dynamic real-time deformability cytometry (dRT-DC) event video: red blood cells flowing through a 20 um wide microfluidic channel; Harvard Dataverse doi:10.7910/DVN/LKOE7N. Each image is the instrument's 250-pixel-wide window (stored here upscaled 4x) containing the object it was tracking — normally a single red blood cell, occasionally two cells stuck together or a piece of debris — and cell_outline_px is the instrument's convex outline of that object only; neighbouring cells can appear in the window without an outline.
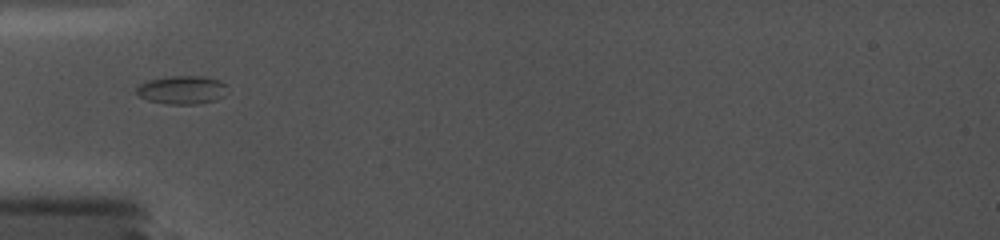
{"species": "common noctule bat (a hibernating species)", "species_latin": "Nyctalus noctula", "temperature_condition": "cold", "stored_images_in_passage": 22, "camera_frame_rate_fps": 5000, "um_per_image_px": 0.085, "animal": {"sex": "female", "body_mass_g": 19.0, "forearm_length_mm": 56.7}, "frame": {"image": 1, "passage_image": 1, "time_ms": 0.0, "image_size_px": [1000, 240], "cell_outline_px": [[228, 84], [224, 96], [216, 100], [196, 104], [168, 104], [148, 100], [140, 96], [136, 92], [136, 88], [140, 84], [148, 80], [168, 76], [204, 76], [220, 80]], "centroid_in_image_um": [15.51, 7.63], "position_along_channel_um": 69.5, "area_um2": 15.14}}
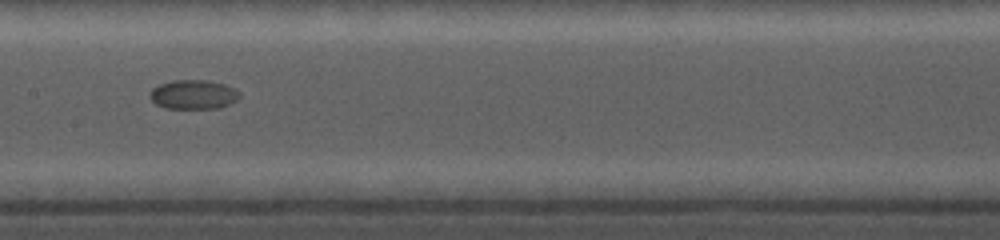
{"frame": {"image": 2, "passage_image": 11, "time_ms": 3.4, "image_size_px": [1000, 240], "cell_outline_px": [[240, 96], [236, 100], [220, 108], [164, 108], [156, 104], [148, 96], [152, 88], [160, 84], [172, 80], [208, 80], [224, 84], [236, 88], [240, 92]], "centroid_in_image_um": [16.44, 8.02], "position_along_channel_um": 191.0, "area_um2": 15.37}}
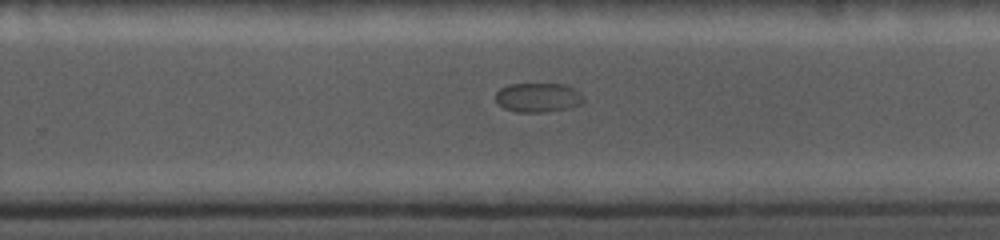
{"frame": {"image": 3, "passage_image": 19, "time_ms": 6.0, "image_size_px": [1000, 240], "cell_outline_px": [[584, 100], [580, 104], [568, 108], [544, 112], [516, 112], [504, 108], [496, 104], [496, 92], [500, 88], [508, 84], [564, 84], [576, 88], [584, 96]], "centroid_in_image_um": [45.73, 8.28], "position_along_channel_um": 284.1, "area_um2": 15.2}}